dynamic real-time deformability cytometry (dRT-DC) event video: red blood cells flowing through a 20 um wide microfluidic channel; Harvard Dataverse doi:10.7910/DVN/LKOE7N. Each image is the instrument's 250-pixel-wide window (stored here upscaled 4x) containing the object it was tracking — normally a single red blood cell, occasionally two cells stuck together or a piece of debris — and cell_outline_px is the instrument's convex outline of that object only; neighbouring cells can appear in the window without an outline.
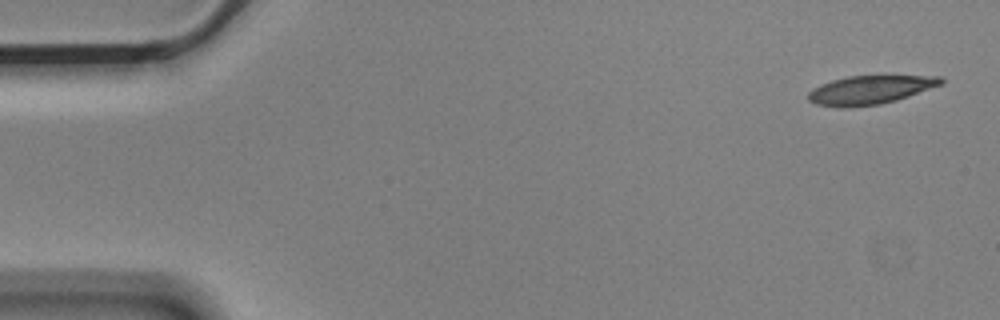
{"species": "Egyptian fruit bat (a non-hibernating species)", "species_latin": "Rousettus aegyptiacus", "temperature_condition": "cold", "stored_images_in_passage": 8, "camera_frame_rate_fps": 3000, "um_per_image_px": 0.085, "animal": {"sex": "male"}, "frame": {"image": 1, "passage_image": 1, "time_ms": 0.0, "image_size_px": [1000, 320], "cell_outline_px": [[944, 84], [896, 100], [880, 104], [844, 108], [836, 108], [816, 104], [808, 100], [808, 92], [812, 88], [820, 84], [832, 80], [848, 76], [940, 76], [944, 80]], "centroid_in_image_um": [73.92, 7.65], "position_along_channel_um": 11.1, "area_um2": 22.25}}
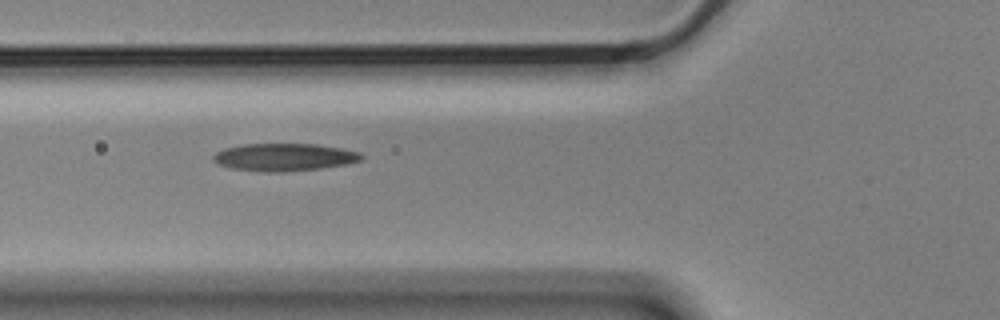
{"frame": {"image": 2, "passage_image": 6, "time_ms": 1.667, "image_size_px": [1000, 320], "cell_outline_px": [[364, 156], [360, 160], [344, 164], [320, 168], [284, 172], [264, 172], [232, 168], [220, 164], [212, 160], [212, 156], [216, 152], [224, 148], [244, 144], [316, 144], [340, 148], [360, 152]], "centroid_in_image_um": [24.13, 13.35], "position_along_channel_um": 101.7, "area_um2": 23.64}}
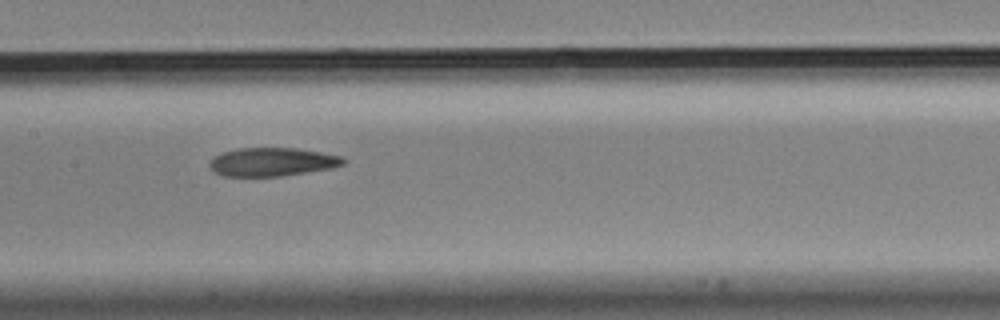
{"frame": {"image": 3, "passage_image": 8, "time_ms": 2.333, "image_size_px": [1000, 320], "cell_outline_px": [[348, 160], [344, 164], [332, 168], [280, 176], [220, 176], [212, 172], [208, 168], [208, 164], [212, 156], [220, 152], [240, 148], [296, 148], [344, 156]], "centroid_in_image_um": [23.09, 13.76], "position_along_channel_um": 184.3, "area_um2": 22.6}}